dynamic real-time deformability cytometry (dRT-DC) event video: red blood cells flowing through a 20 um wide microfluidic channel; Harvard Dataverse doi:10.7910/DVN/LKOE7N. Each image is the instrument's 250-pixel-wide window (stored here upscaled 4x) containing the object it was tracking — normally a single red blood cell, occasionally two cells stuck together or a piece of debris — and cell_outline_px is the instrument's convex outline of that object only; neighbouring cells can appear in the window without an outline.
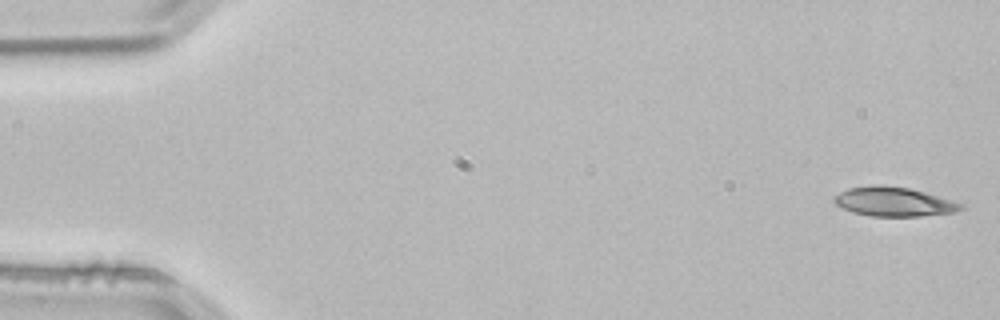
{"species": "common noctule bat (a hibernating species)", "species_latin": "Nyctalus noctula", "temperature_condition": "room temperature", "stored_images_in_passage": 52, "camera_frame_rate_fps": 3000, "um_per_image_px": 0.085, "animal": {"sex": "male", "body_mass_g": 21.5, "forearm_length_mm": 52.0}, "frame": {"image": 1, "passage_image": 1, "time_ms": 0.0, "image_size_px": [1000, 320], "cell_outline_px": [[964, 208], [956, 212], [920, 216], [868, 216], [852, 212], [836, 204], [832, 200], [840, 192], [848, 188], [908, 188], [924, 192], [952, 200], [964, 204]], "centroid_in_image_um": [76.04, 17.2], "position_along_channel_um": 9.0, "area_um2": 20.63}}
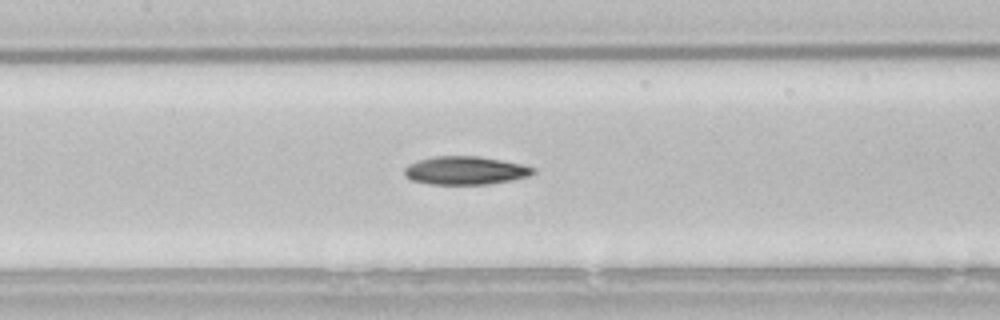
{"frame": {"image": 2, "passage_image": 24, "time_ms": 7.667, "image_size_px": [1000, 320], "cell_outline_px": [[536, 172], [528, 176], [512, 180], [488, 184], [428, 184], [412, 180], [404, 176], [404, 168], [408, 164], [416, 160], [436, 156], [480, 156], [520, 164], [536, 168]], "centroid_in_image_um": [39.52, 14.49], "position_along_channel_um": 167.9, "area_um2": 21.27}}
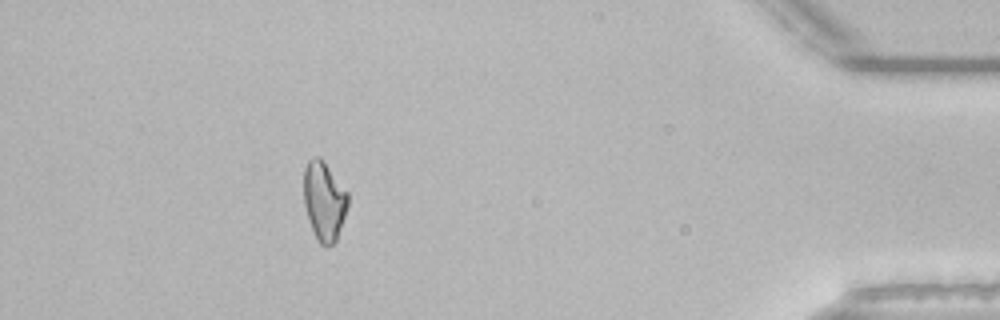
{"frame": {"image": 3, "passage_image": 47, "time_ms": 15.333, "image_size_px": [1000, 320], "cell_outline_px": [[348, 204], [336, 240], [332, 244], [320, 244], [316, 240], [308, 220], [304, 204], [304, 168], [308, 160], [316, 156], [320, 156], [348, 192]], "centroid_in_image_um": [27.53, 17.05], "position_along_channel_um": 407.7, "area_um2": 20.23}, "authors_computed_cell_mechanics": {"area_um2": 20.808, "velocity_mm_per_s": 3.8458, "shape_relaxation_time_tau1_ms": null, "shape_relaxation_time_tau2_ms": 9.3444, "deformation_change_tau1": null, "deformation_change_tau2": 0.2056}}